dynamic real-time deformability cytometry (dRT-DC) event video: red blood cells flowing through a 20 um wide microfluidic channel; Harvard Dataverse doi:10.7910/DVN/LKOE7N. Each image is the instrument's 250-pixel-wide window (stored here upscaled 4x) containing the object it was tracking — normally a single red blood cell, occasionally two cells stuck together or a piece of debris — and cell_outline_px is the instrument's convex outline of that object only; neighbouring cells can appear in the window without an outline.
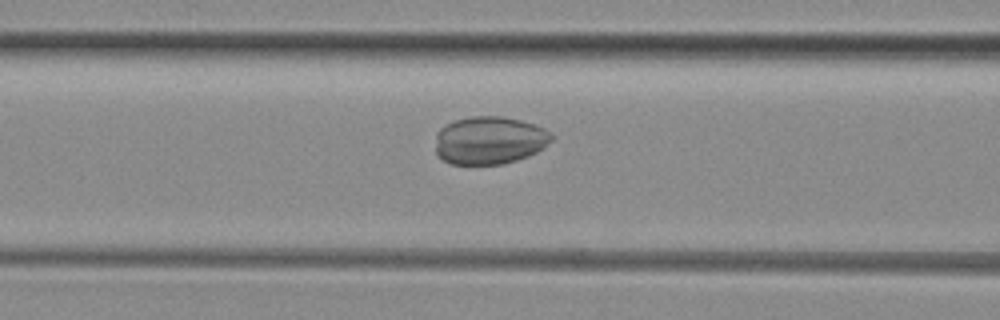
{"species": "common noctule bat (a hibernating species)", "species_latin": "Nyctalus noctula", "temperature_condition": "room temperature", "stored_images_in_passage": 16, "camera_frame_rate_fps": 3000, "um_per_image_px": 0.085, "animal": {"sex": "female", "body_mass_g": 29.2, "forearm_length_mm": 56.3}, "frame": {"image": 1, "passage_image": 14, "time_ms": 4.333, "image_size_px": [1000, 320], "cell_outline_px": [[552, 140], [544, 148], [528, 156], [504, 164], [452, 164], [444, 160], [436, 152], [436, 132], [444, 124], [456, 120], [472, 116], [504, 116], [536, 124], [544, 128], [552, 136]], "centroid_in_image_um": [41.61, 11.92], "position_along_channel_um": 125.0, "area_um2": 32.54}}